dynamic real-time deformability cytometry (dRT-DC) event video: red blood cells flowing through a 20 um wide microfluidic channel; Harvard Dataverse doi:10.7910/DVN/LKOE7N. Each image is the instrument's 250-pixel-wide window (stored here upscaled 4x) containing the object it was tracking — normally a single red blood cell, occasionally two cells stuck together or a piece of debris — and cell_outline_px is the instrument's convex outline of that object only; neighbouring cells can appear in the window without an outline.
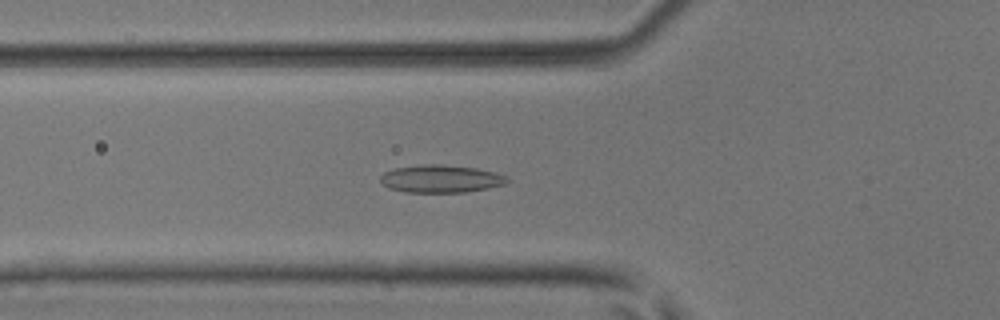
{"species": "common noctule bat (a hibernating species)", "species_latin": "Nyctalus noctula", "temperature_condition": "room temperature", "stored_images_in_passage": 53, "camera_frame_rate_fps": 3000, "um_per_image_px": 0.085, "animal": {"sex": "male", "body_mass_g": 17.9, "forearm_length_mm": 54.2}, "frame": {"image": 1, "passage_image": 20, "time_ms": 6.333, "image_size_px": [1000, 320], "cell_outline_px": [[508, 180], [504, 184], [488, 188], [464, 192], [404, 192], [388, 188], [380, 180], [380, 176], [384, 172], [392, 168], [424, 164], [440, 164], [476, 168], [496, 172], [504, 176]], "centroid_in_image_um": [37.42, 15.19], "position_along_channel_um": 88.4, "area_um2": 20.4}}
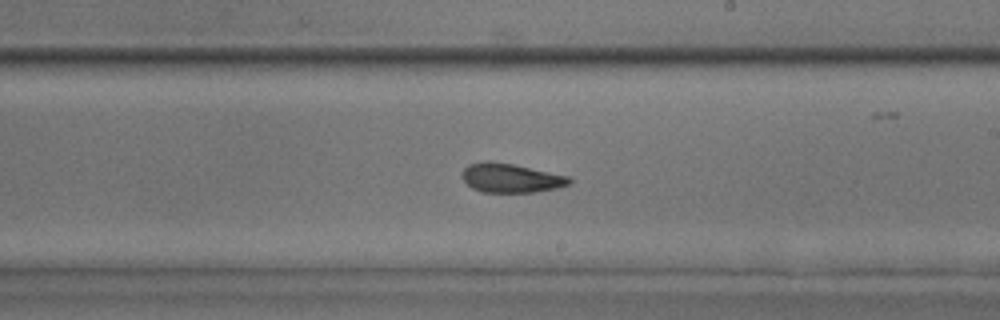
{"frame": {"image": 2, "passage_image": 32, "time_ms": 10.333, "image_size_px": [1000, 320], "cell_outline_px": [[572, 184], [556, 188], [536, 192], [484, 192], [472, 188], [460, 176], [464, 168], [468, 164], [484, 160], [488, 160], [512, 164], [572, 176]], "centroid_in_image_um": [43.45, 15.12], "position_along_channel_um": 245.6, "area_um2": 18.44}}
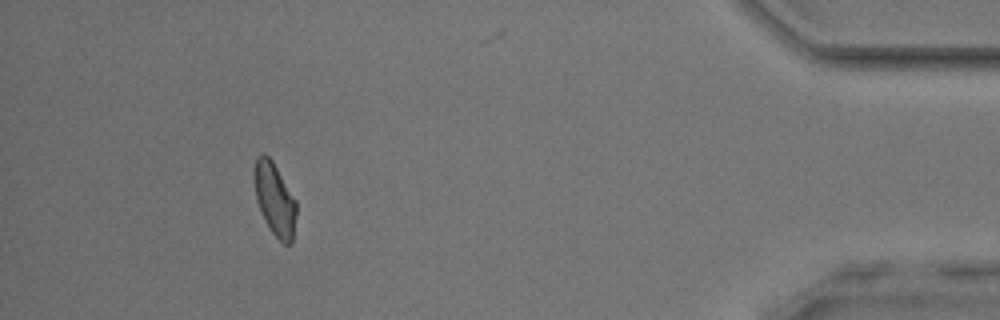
{"frame": {"image": 3, "passage_image": 49, "time_ms": 16.0, "image_size_px": [1000, 320], "cell_outline_px": [[296, 216], [292, 244], [284, 244], [272, 232], [264, 220], [256, 200], [252, 176], [256, 156], [268, 156], [272, 160], [296, 200]], "centroid_in_image_um": [23.33, 16.94], "position_along_channel_um": 411.9, "area_um2": 17.92}, "authors_computed_cell_mechanics": {"area_um2": 18.785, "velocity_mm_per_s": 3.9402, "shape_relaxation_time_tau1_ms": null, "shape_relaxation_time_tau2_ms": 2.4585, "deformation_change_tau1": null, "deformation_change_tau2": 0.0886}}